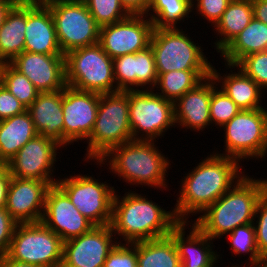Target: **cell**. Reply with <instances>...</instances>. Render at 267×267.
I'll return each instance as SVG.
<instances>
[{
    "instance_id": "cell-1",
    "label": "cell",
    "mask_w": 267,
    "mask_h": 267,
    "mask_svg": "<svg viewBox=\"0 0 267 267\" xmlns=\"http://www.w3.org/2000/svg\"><path fill=\"white\" fill-rule=\"evenodd\" d=\"M240 163L213 151L193 167L192 172H187L181 180L175 208L172 209L176 219L189 223V216H196V213L201 215L244 176Z\"/></svg>"
},
{
    "instance_id": "cell-2",
    "label": "cell",
    "mask_w": 267,
    "mask_h": 267,
    "mask_svg": "<svg viewBox=\"0 0 267 267\" xmlns=\"http://www.w3.org/2000/svg\"><path fill=\"white\" fill-rule=\"evenodd\" d=\"M141 195L131 190L122 197L114 194L110 226L116 240L122 237L119 243L124 240L133 244L164 237L179 223L173 210L166 211Z\"/></svg>"
},
{
    "instance_id": "cell-3",
    "label": "cell",
    "mask_w": 267,
    "mask_h": 267,
    "mask_svg": "<svg viewBox=\"0 0 267 267\" xmlns=\"http://www.w3.org/2000/svg\"><path fill=\"white\" fill-rule=\"evenodd\" d=\"M267 191V179L244 174L225 194L207 207L194 224L212 240L253 223L257 204Z\"/></svg>"
},
{
    "instance_id": "cell-4",
    "label": "cell",
    "mask_w": 267,
    "mask_h": 267,
    "mask_svg": "<svg viewBox=\"0 0 267 267\" xmlns=\"http://www.w3.org/2000/svg\"><path fill=\"white\" fill-rule=\"evenodd\" d=\"M156 141L132 140L113 148L97 165L110 166L109 170L131 185L169 188L166 182L167 170L171 165L168 157L159 151ZM158 148V149H157ZM107 162V163H105ZM167 173V174H166Z\"/></svg>"
},
{
    "instance_id": "cell-5",
    "label": "cell",
    "mask_w": 267,
    "mask_h": 267,
    "mask_svg": "<svg viewBox=\"0 0 267 267\" xmlns=\"http://www.w3.org/2000/svg\"><path fill=\"white\" fill-rule=\"evenodd\" d=\"M132 140L128 90L100 94L95 124L86 141L84 161H100L113 148Z\"/></svg>"
},
{
    "instance_id": "cell-6",
    "label": "cell",
    "mask_w": 267,
    "mask_h": 267,
    "mask_svg": "<svg viewBox=\"0 0 267 267\" xmlns=\"http://www.w3.org/2000/svg\"><path fill=\"white\" fill-rule=\"evenodd\" d=\"M64 56L68 86L99 94L119 91L114 80L113 59L99 43L71 50Z\"/></svg>"
},
{
    "instance_id": "cell-7",
    "label": "cell",
    "mask_w": 267,
    "mask_h": 267,
    "mask_svg": "<svg viewBox=\"0 0 267 267\" xmlns=\"http://www.w3.org/2000/svg\"><path fill=\"white\" fill-rule=\"evenodd\" d=\"M190 38L191 36L179 27L154 28L150 47L154 54L157 74L179 70H211L212 63L204 55L203 48Z\"/></svg>"
},
{
    "instance_id": "cell-8",
    "label": "cell",
    "mask_w": 267,
    "mask_h": 267,
    "mask_svg": "<svg viewBox=\"0 0 267 267\" xmlns=\"http://www.w3.org/2000/svg\"><path fill=\"white\" fill-rule=\"evenodd\" d=\"M267 108L240 110L222 128L225 131L224 152L219 155L243 159L265 158L267 155ZM241 160V161H240Z\"/></svg>"
},
{
    "instance_id": "cell-9",
    "label": "cell",
    "mask_w": 267,
    "mask_h": 267,
    "mask_svg": "<svg viewBox=\"0 0 267 267\" xmlns=\"http://www.w3.org/2000/svg\"><path fill=\"white\" fill-rule=\"evenodd\" d=\"M62 53L99 43L100 26L84 1L46 0Z\"/></svg>"
},
{
    "instance_id": "cell-10",
    "label": "cell",
    "mask_w": 267,
    "mask_h": 267,
    "mask_svg": "<svg viewBox=\"0 0 267 267\" xmlns=\"http://www.w3.org/2000/svg\"><path fill=\"white\" fill-rule=\"evenodd\" d=\"M128 98L133 140L156 141L177 126L174 102L164 99L155 90H128Z\"/></svg>"
},
{
    "instance_id": "cell-11",
    "label": "cell",
    "mask_w": 267,
    "mask_h": 267,
    "mask_svg": "<svg viewBox=\"0 0 267 267\" xmlns=\"http://www.w3.org/2000/svg\"><path fill=\"white\" fill-rule=\"evenodd\" d=\"M63 241L42 222L18 223L7 256L40 267H61Z\"/></svg>"
},
{
    "instance_id": "cell-12",
    "label": "cell",
    "mask_w": 267,
    "mask_h": 267,
    "mask_svg": "<svg viewBox=\"0 0 267 267\" xmlns=\"http://www.w3.org/2000/svg\"><path fill=\"white\" fill-rule=\"evenodd\" d=\"M90 175H71L58 179L56 185L68 196L80 213L95 226L110 225L114 186ZM111 186V187H110Z\"/></svg>"
},
{
    "instance_id": "cell-13",
    "label": "cell",
    "mask_w": 267,
    "mask_h": 267,
    "mask_svg": "<svg viewBox=\"0 0 267 267\" xmlns=\"http://www.w3.org/2000/svg\"><path fill=\"white\" fill-rule=\"evenodd\" d=\"M58 148L62 147L50 138L38 134L7 162V169L13 177L42 180L51 186L55 185L58 178H53L55 176L52 173L55 163L58 162Z\"/></svg>"
},
{
    "instance_id": "cell-14",
    "label": "cell",
    "mask_w": 267,
    "mask_h": 267,
    "mask_svg": "<svg viewBox=\"0 0 267 267\" xmlns=\"http://www.w3.org/2000/svg\"><path fill=\"white\" fill-rule=\"evenodd\" d=\"M100 94L66 86L62 90L63 149L74 142L87 140L93 130Z\"/></svg>"
},
{
    "instance_id": "cell-15",
    "label": "cell",
    "mask_w": 267,
    "mask_h": 267,
    "mask_svg": "<svg viewBox=\"0 0 267 267\" xmlns=\"http://www.w3.org/2000/svg\"><path fill=\"white\" fill-rule=\"evenodd\" d=\"M146 18V15H129L122 21L100 27L102 49L114 59L149 47L154 25Z\"/></svg>"
},
{
    "instance_id": "cell-16",
    "label": "cell",
    "mask_w": 267,
    "mask_h": 267,
    "mask_svg": "<svg viewBox=\"0 0 267 267\" xmlns=\"http://www.w3.org/2000/svg\"><path fill=\"white\" fill-rule=\"evenodd\" d=\"M110 225L63 242L61 267H103L109 252L119 243Z\"/></svg>"
},
{
    "instance_id": "cell-17",
    "label": "cell",
    "mask_w": 267,
    "mask_h": 267,
    "mask_svg": "<svg viewBox=\"0 0 267 267\" xmlns=\"http://www.w3.org/2000/svg\"><path fill=\"white\" fill-rule=\"evenodd\" d=\"M41 222L63 242L87 233L95 226L56 184L47 191Z\"/></svg>"
},
{
    "instance_id": "cell-18",
    "label": "cell",
    "mask_w": 267,
    "mask_h": 267,
    "mask_svg": "<svg viewBox=\"0 0 267 267\" xmlns=\"http://www.w3.org/2000/svg\"><path fill=\"white\" fill-rule=\"evenodd\" d=\"M10 64L24 74L40 93L63 90L67 86L64 55L24 51Z\"/></svg>"
},
{
    "instance_id": "cell-19",
    "label": "cell",
    "mask_w": 267,
    "mask_h": 267,
    "mask_svg": "<svg viewBox=\"0 0 267 267\" xmlns=\"http://www.w3.org/2000/svg\"><path fill=\"white\" fill-rule=\"evenodd\" d=\"M50 187L47 181L12 176L5 209L17 223L41 222Z\"/></svg>"
},
{
    "instance_id": "cell-20",
    "label": "cell",
    "mask_w": 267,
    "mask_h": 267,
    "mask_svg": "<svg viewBox=\"0 0 267 267\" xmlns=\"http://www.w3.org/2000/svg\"><path fill=\"white\" fill-rule=\"evenodd\" d=\"M113 74L116 88L127 90H154L158 75L151 47L113 59ZM148 85V86H147ZM136 88V89H135Z\"/></svg>"
},
{
    "instance_id": "cell-21",
    "label": "cell",
    "mask_w": 267,
    "mask_h": 267,
    "mask_svg": "<svg viewBox=\"0 0 267 267\" xmlns=\"http://www.w3.org/2000/svg\"><path fill=\"white\" fill-rule=\"evenodd\" d=\"M24 51L64 55L60 49L50 8L44 2L26 1Z\"/></svg>"
},
{
    "instance_id": "cell-22",
    "label": "cell",
    "mask_w": 267,
    "mask_h": 267,
    "mask_svg": "<svg viewBox=\"0 0 267 267\" xmlns=\"http://www.w3.org/2000/svg\"><path fill=\"white\" fill-rule=\"evenodd\" d=\"M190 226L189 234H185L186 226ZM179 222L170 232L177 247L181 267H214L220 257L213 250L214 244L210 237L203 233L195 224ZM186 235V237H185ZM213 244V246H212Z\"/></svg>"
},
{
    "instance_id": "cell-23",
    "label": "cell",
    "mask_w": 267,
    "mask_h": 267,
    "mask_svg": "<svg viewBox=\"0 0 267 267\" xmlns=\"http://www.w3.org/2000/svg\"><path fill=\"white\" fill-rule=\"evenodd\" d=\"M211 97L212 76L210 75L174 102L175 124L194 132L208 129L211 124Z\"/></svg>"
},
{
    "instance_id": "cell-24",
    "label": "cell",
    "mask_w": 267,
    "mask_h": 267,
    "mask_svg": "<svg viewBox=\"0 0 267 267\" xmlns=\"http://www.w3.org/2000/svg\"><path fill=\"white\" fill-rule=\"evenodd\" d=\"M36 132L55 141L63 148L62 90L39 93L27 108Z\"/></svg>"
},
{
    "instance_id": "cell-25",
    "label": "cell",
    "mask_w": 267,
    "mask_h": 267,
    "mask_svg": "<svg viewBox=\"0 0 267 267\" xmlns=\"http://www.w3.org/2000/svg\"><path fill=\"white\" fill-rule=\"evenodd\" d=\"M227 69L230 68V73L221 74L212 65L211 76L215 79L217 85L222 89L241 110H253L265 108L260 104L262 101V94L265 93L263 89L248 75H246L236 65L225 63ZM237 70L233 72L232 69ZM236 68V69H235ZM222 84V85H221ZM263 92V93H262Z\"/></svg>"
},
{
    "instance_id": "cell-26",
    "label": "cell",
    "mask_w": 267,
    "mask_h": 267,
    "mask_svg": "<svg viewBox=\"0 0 267 267\" xmlns=\"http://www.w3.org/2000/svg\"><path fill=\"white\" fill-rule=\"evenodd\" d=\"M26 1L15 3L6 13L0 27V61L10 63L24 52Z\"/></svg>"
},
{
    "instance_id": "cell-27",
    "label": "cell",
    "mask_w": 267,
    "mask_h": 267,
    "mask_svg": "<svg viewBox=\"0 0 267 267\" xmlns=\"http://www.w3.org/2000/svg\"><path fill=\"white\" fill-rule=\"evenodd\" d=\"M38 135L29 112L0 120V158L6 163Z\"/></svg>"
},
{
    "instance_id": "cell-28",
    "label": "cell",
    "mask_w": 267,
    "mask_h": 267,
    "mask_svg": "<svg viewBox=\"0 0 267 267\" xmlns=\"http://www.w3.org/2000/svg\"><path fill=\"white\" fill-rule=\"evenodd\" d=\"M267 50V25L253 18L221 52L225 63L236 65L245 56Z\"/></svg>"
},
{
    "instance_id": "cell-29",
    "label": "cell",
    "mask_w": 267,
    "mask_h": 267,
    "mask_svg": "<svg viewBox=\"0 0 267 267\" xmlns=\"http://www.w3.org/2000/svg\"><path fill=\"white\" fill-rule=\"evenodd\" d=\"M254 18L252 2L231 0L221 19L216 23L214 33L219 39L214 42L220 53Z\"/></svg>"
},
{
    "instance_id": "cell-30",
    "label": "cell",
    "mask_w": 267,
    "mask_h": 267,
    "mask_svg": "<svg viewBox=\"0 0 267 267\" xmlns=\"http://www.w3.org/2000/svg\"><path fill=\"white\" fill-rule=\"evenodd\" d=\"M133 244L137 247V267H181L177 247L170 235Z\"/></svg>"
},
{
    "instance_id": "cell-31",
    "label": "cell",
    "mask_w": 267,
    "mask_h": 267,
    "mask_svg": "<svg viewBox=\"0 0 267 267\" xmlns=\"http://www.w3.org/2000/svg\"><path fill=\"white\" fill-rule=\"evenodd\" d=\"M157 75L158 80L155 88L159 92L156 93L164 99L175 102L209 77L211 70H179Z\"/></svg>"
},
{
    "instance_id": "cell-32",
    "label": "cell",
    "mask_w": 267,
    "mask_h": 267,
    "mask_svg": "<svg viewBox=\"0 0 267 267\" xmlns=\"http://www.w3.org/2000/svg\"><path fill=\"white\" fill-rule=\"evenodd\" d=\"M192 11V0H150L145 15L149 16L155 29H171L191 18Z\"/></svg>"
},
{
    "instance_id": "cell-33",
    "label": "cell",
    "mask_w": 267,
    "mask_h": 267,
    "mask_svg": "<svg viewBox=\"0 0 267 267\" xmlns=\"http://www.w3.org/2000/svg\"><path fill=\"white\" fill-rule=\"evenodd\" d=\"M0 83H2L26 108L35 101L40 93L33 83L10 63H3Z\"/></svg>"
},
{
    "instance_id": "cell-34",
    "label": "cell",
    "mask_w": 267,
    "mask_h": 267,
    "mask_svg": "<svg viewBox=\"0 0 267 267\" xmlns=\"http://www.w3.org/2000/svg\"><path fill=\"white\" fill-rule=\"evenodd\" d=\"M228 241H230L229 248L231 247V253L234 255L248 254V261L251 265L262 259L258 252L256 243L255 228L253 223H249L243 226L235 228L227 235Z\"/></svg>"
},
{
    "instance_id": "cell-35",
    "label": "cell",
    "mask_w": 267,
    "mask_h": 267,
    "mask_svg": "<svg viewBox=\"0 0 267 267\" xmlns=\"http://www.w3.org/2000/svg\"><path fill=\"white\" fill-rule=\"evenodd\" d=\"M84 2L100 27L122 21L131 15L120 0H84Z\"/></svg>"
},
{
    "instance_id": "cell-36",
    "label": "cell",
    "mask_w": 267,
    "mask_h": 267,
    "mask_svg": "<svg viewBox=\"0 0 267 267\" xmlns=\"http://www.w3.org/2000/svg\"><path fill=\"white\" fill-rule=\"evenodd\" d=\"M215 79L212 77V97L210 100V118L220 128L230 121L241 109L222 90L218 89Z\"/></svg>"
},
{
    "instance_id": "cell-37",
    "label": "cell",
    "mask_w": 267,
    "mask_h": 267,
    "mask_svg": "<svg viewBox=\"0 0 267 267\" xmlns=\"http://www.w3.org/2000/svg\"><path fill=\"white\" fill-rule=\"evenodd\" d=\"M236 67L253 79L264 91L267 90V50L249 54Z\"/></svg>"
},
{
    "instance_id": "cell-38",
    "label": "cell",
    "mask_w": 267,
    "mask_h": 267,
    "mask_svg": "<svg viewBox=\"0 0 267 267\" xmlns=\"http://www.w3.org/2000/svg\"><path fill=\"white\" fill-rule=\"evenodd\" d=\"M103 267H137V247L131 243H117Z\"/></svg>"
},
{
    "instance_id": "cell-39",
    "label": "cell",
    "mask_w": 267,
    "mask_h": 267,
    "mask_svg": "<svg viewBox=\"0 0 267 267\" xmlns=\"http://www.w3.org/2000/svg\"><path fill=\"white\" fill-rule=\"evenodd\" d=\"M253 225L259 255L265 258L267 256V191L257 204Z\"/></svg>"
},
{
    "instance_id": "cell-40",
    "label": "cell",
    "mask_w": 267,
    "mask_h": 267,
    "mask_svg": "<svg viewBox=\"0 0 267 267\" xmlns=\"http://www.w3.org/2000/svg\"><path fill=\"white\" fill-rule=\"evenodd\" d=\"M230 1L231 0H192V10H197L195 12L200 14L202 18H205L204 20L210 22V24L213 25L212 27H214L221 19Z\"/></svg>"
},
{
    "instance_id": "cell-41",
    "label": "cell",
    "mask_w": 267,
    "mask_h": 267,
    "mask_svg": "<svg viewBox=\"0 0 267 267\" xmlns=\"http://www.w3.org/2000/svg\"><path fill=\"white\" fill-rule=\"evenodd\" d=\"M27 108L0 83V120L13 117Z\"/></svg>"
},
{
    "instance_id": "cell-42",
    "label": "cell",
    "mask_w": 267,
    "mask_h": 267,
    "mask_svg": "<svg viewBox=\"0 0 267 267\" xmlns=\"http://www.w3.org/2000/svg\"><path fill=\"white\" fill-rule=\"evenodd\" d=\"M17 224L5 208H0V259L8 254Z\"/></svg>"
},
{
    "instance_id": "cell-43",
    "label": "cell",
    "mask_w": 267,
    "mask_h": 267,
    "mask_svg": "<svg viewBox=\"0 0 267 267\" xmlns=\"http://www.w3.org/2000/svg\"><path fill=\"white\" fill-rule=\"evenodd\" d=\"M120 2L131 15H145L150 0H120Z\"/></svg>"
},
{
    "instance_id": "cell-44",
    "label": "cell",
    "mask_w": 267,
    "mask_h": 267,
    "mask_svg": "<svg viewBox=\"0 0 267 267\" xmlns=\"http://www.w3.org/2000/svg\"><path fill=\"white\" fill-rule=\"evenodd\" d=\"M11 174L8 169H6L0 175V208L6 207V199L8 194L9 184L11 182Z\"/></svg>"
},
{
    "instance_id": "cell-45",
    "label": "cell",
    "mask_w": 267,
    "mask_h": 267,
    "mask_svg": "<svg viewBox=\"0 0 267 267\" xmlns=\"http://www.w3.org/2000/svg\"><path fill=\"white\" fill-rule=\"evenodd\" d=\"M252 5L254 18L267 25V0H256Z\"/></svg>"
},
{
    "instance_id": "cell-46",
    "label": "cell",
    "mask_w": 267,
    "mask_h": 267,
    "mask_svg": "<svg viewBox=\"0 0 267 267\" xmlns=\"http://www.w3.org/2000/svg\"><path fill=\"white\" fill-rule=\"evenodd\" d=\"M0 267H40V266L20 263L12 260L7 255H5L0 259Z\"/></svg>"
},
{
    "instance_id": "cell-47",
    "label": "cell",
    "mask_w": 267,
    "mask_h": 267,
    "mask_svg": "<svg viewBox=\"0 0 267 267\" xmlns=\"http://www.w3.org/2000/svg\"><path fill=\"white\" fill-rule=\"evenodd\" d=\"M14 4L15 2L12 0H0V27L2 26L6 13Z\"/></svg>"
},
{
    "instance_id": "cell-48",
    "label": "cell",
    "mask_w": 267,
    "mask_h": 267,
    "mask_svg": "<svg viewBox=\"0 0 267 267\" xmlns=\"http://www.w3.org/2000/svg\"><path fill=\"white\" fill-rule=\"evenodd\" d=\"M249 267H267V260L262 258L257 261L255 264L250 265Z\"/></svg>"
},
{
    "instance_id": "cell-49",
    "label": "cell",
    "mask_w": 267,
    "mask_h": 267,
    "mask_svg": "<svg viewBox=\"0 0 267 267\" xmlns=\"http://www.w3.org/2000/svg\"><path fill=\"white\" fill-rule=\"evenodd\" d=\"M7 169V163L0 158V175Z\"/></svg>"
},
{
    "instance_id": "cell-50",
    "label": "cell",
    "mask_w": 267,
    "mask_h": 267,
    "mask_svg": "<svg viewBox=\"0 0 267 267\" xmlns=\"http://www.w3.org/2000/svg\"><path fill=\"white\" fill-rule=\"evenodd\" d=\"M25 1H28V2H44L46 0H25Z\"/></svg>"
},
{
    "instance_id": "cell-51",
    "label": "cell",
    "mask_w": 267,
    "mask_h": 267,
    "mask_svg": "<svg viewBox=\"0 0 267 267\" xmlns=\"http://www.w3.org/2000/svg\"><path fill=\"white\" fill-rule=\"evenodd\" d=\"M14 1L15 3H21V2H24L25 0H12Z\"/></svg>"
},
{
    "instance_id": "cell-52",
    "label": "cell",
    "mask_w": 267,
    "mask_h": 267,
    "mask_svg": "<svg viewBox=\"0 0 267 267\" xmlns=\"http://www.w3.org/2000/svg\"><path fill=\"white\" fill-rule=\"evenodd\" d=\"M235 1H247V2H255L256 0H235Z\"/></svg>"
},
{
    "instance_id": "cell-53",
    "label": "cell",
    "mask_w": 267,
    "mask_h": 267,
    "mask_svg": "<svg viewBox=\"0 0 267 267\" xmlns=\"http://www.w3.org/2000/svg\"><path fill=\"white\" fill-rule=\"evenodd\" d=\"M3 63L0 61V81H1V68H2Z\"/></svg>"
}]
</instances>
